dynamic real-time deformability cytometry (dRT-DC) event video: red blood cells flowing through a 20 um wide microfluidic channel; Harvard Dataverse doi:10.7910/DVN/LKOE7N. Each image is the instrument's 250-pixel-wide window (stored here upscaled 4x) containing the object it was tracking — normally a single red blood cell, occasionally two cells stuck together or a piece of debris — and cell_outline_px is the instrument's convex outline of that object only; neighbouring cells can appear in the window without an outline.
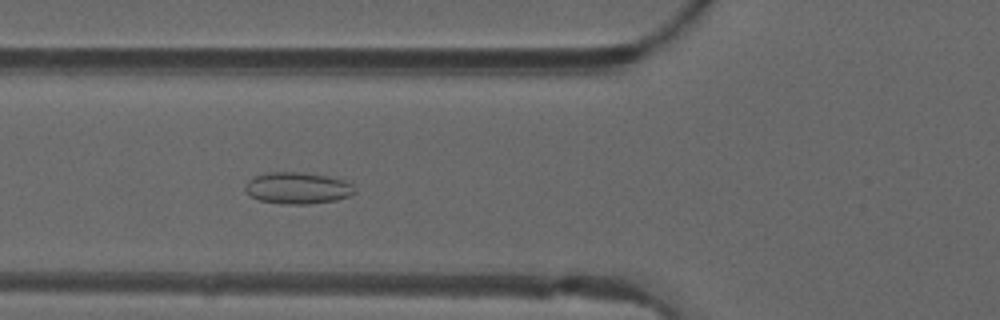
{"species": "common noctule bat (a hibernating species)", "species_latin": "Nyctalus noctula", "temperature_condition": "warm", "stored_images_in_passage": 45, "camera_frame_rate_fps": 3000, "um_per_image_px": 0.085, "animal": {"sex": "male", "forearm_length_mm": 52.5}, "frame": {"image": 1, "passage_image": 14, "time_ms": 4.333, "image_size_px": [1000, 320], "cell_outline_px": [[356, 192], [348, 196], [336, 200], [308, 204], [284, 204], [260, 200], [244, 192], [244, 184], [248, 180], [256, 176], [272, 172], [296, 172], [328, 176], [344, 180], [352, 184], [356, 188]], "centroid_in_image_um": [25.3, 15.99], "position_along_channel_um": 100.5, "area_um2": 20.11}}
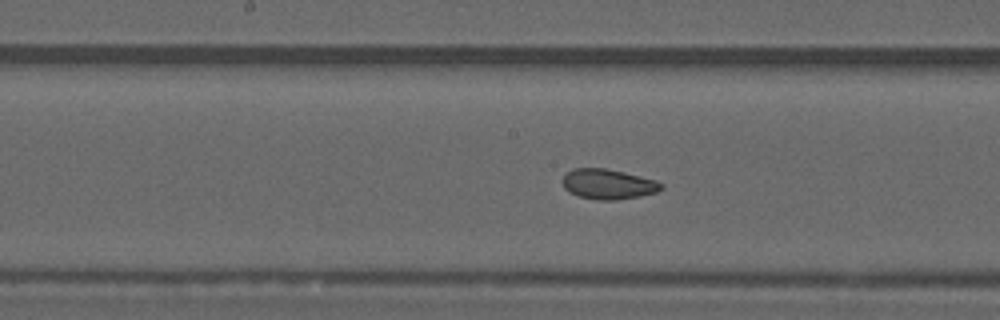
{"frame": {"image": 2, "passage_image": 21, "time_ms": 6.667, "image_size_px": [1000, 320], "cell_outline_px": [[664, 188], [656, 192], [640, 196], [616, 200], [596, 200], [580, 196], [568, 192], [564, 188], [564, 176], [572, 168], [604, 168], [624, 172], [656, 180], [664, 184]], "centroid_in_image_um": [51.72, 15.65], "position_along_channel_um": 196.5, "area_um2": 17.28}}
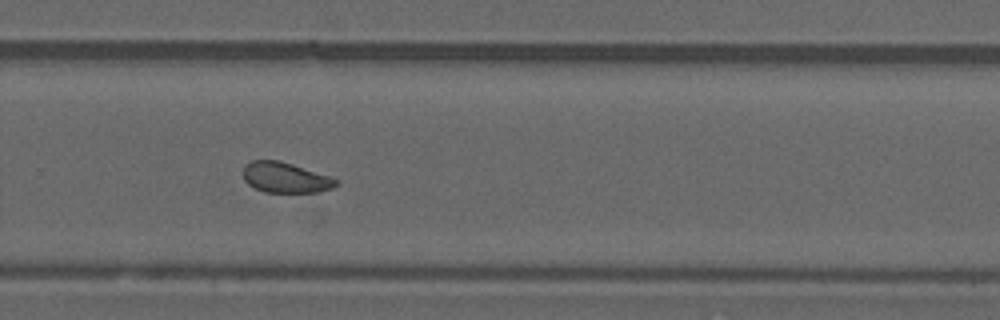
{"frame": {"image": 3, "passage_image": 29, "time_ms": 9.333, "image_size_px": [1000, 320], "cell_outline_px": [[340, 184], [332, 188], [320, 192], [264, 192], [248, 184], [244, 180], [244, 164], [252, 160], [280, 160], [328, 176], [336, 180]], "centroid_in_image_um": [24.24, 15.09], "position_along_channel_um": 305.6, "area_um2": 16.36}, "authors_computed_cell_mechanics": {"area_um2": 17.629, "velocity_mm_per_s": 4.1042, "shape_relaxation_time_tau1_ms": null, "shape_relaxation_time_tau2_ms": 1.1769, "deformation_change_tau1": null, "deformation_change_tau2": 0.0629}}